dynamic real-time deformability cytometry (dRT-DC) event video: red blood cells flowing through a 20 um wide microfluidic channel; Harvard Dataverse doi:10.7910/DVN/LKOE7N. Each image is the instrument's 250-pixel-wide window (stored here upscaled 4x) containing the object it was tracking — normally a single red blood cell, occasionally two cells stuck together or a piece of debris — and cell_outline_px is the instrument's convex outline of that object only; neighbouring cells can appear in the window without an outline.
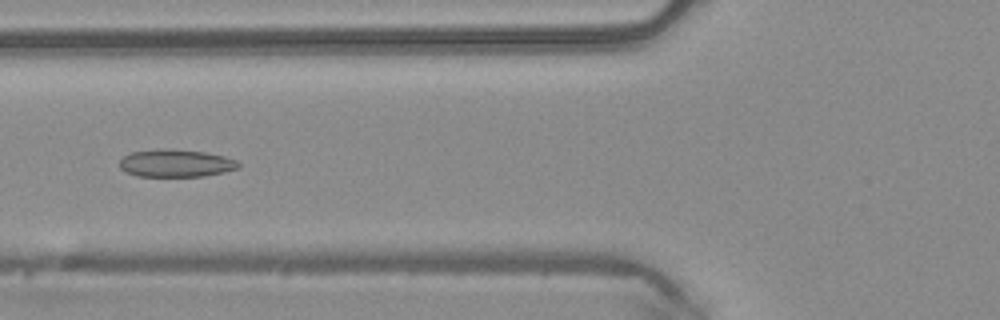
{"species": "common noctule bat (a hibernating species)", "species_latin": "Nyctalus noctula", "temperature_condition": "warm", "stored_images_in_passage": 48, "camera_frame_rate_fps": 3000, "um_per_image_px": 0.085, "animal": {"sex": "male", "body_mass_g": 20.4}, "frame": {"image": 1, "passage_image": 18, "time_ms": 5.667, "image_size_px": [1000, 320], "cell_outline_px": [[240, 168], [224, 172], [204, 176], [136, 176], [120, 168], [120, 160], [124, 156], [132, 152], [164, 148], [204, 152], [224, 156], [236, 160], [240, 164]], "centroid_in_image_um": [14.97, 13.87], "position_along_channel_um": 110.8, "area_um2": 19.02}}
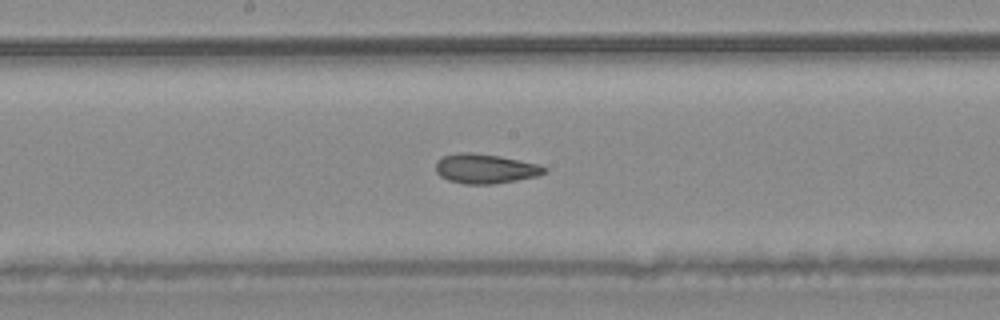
{"frame": {"image": 2, "passage_image": 25, "time_ms": 8.0, "image_size_px": [1000, 320], "cell_outline_px": [[548, 172], [540, 176], [492, 184], [464, 184], [448, 180], [440, 176], [436, 172], [436, 160], [444, 156], [460, 152], [472, 152], [500, 156], [540, 164], [548, 168]], "centroid_in_image_um": [41.29, 14.33], "position_along_channel_um": 206.9, "area_um2": 18.96}}
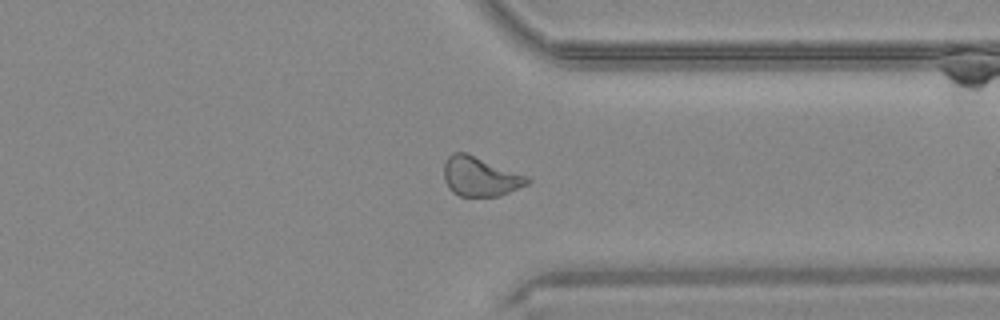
{"frame": {"image": 3, "passage_image": 37, "time_ms": 12.0, "image_size_px": [1000, 320], "cell_outline_px": [[532, 180], [528, 184], [500, 196], [460, 196], [452, 192], [448, 188], [444, 180], [444, 164], [448, 156], [452, 152], [468, 152], [528, 176]], "centroid_in_image_um": [40.81, 14.99], "position_along_channel_um": 370.6, "area_um2": 19.48}, "authors_computed_cell_mechanics": {"area_um2": 20.23, "velocity_mm_per_s": 4.113, "shape_relaxation_time_tau1_ms": null, "shape_relaxation_time_tau2_ms": 1.9341, "deformation_change_tau1": null, "deformation_change_tau2": 0.08}}